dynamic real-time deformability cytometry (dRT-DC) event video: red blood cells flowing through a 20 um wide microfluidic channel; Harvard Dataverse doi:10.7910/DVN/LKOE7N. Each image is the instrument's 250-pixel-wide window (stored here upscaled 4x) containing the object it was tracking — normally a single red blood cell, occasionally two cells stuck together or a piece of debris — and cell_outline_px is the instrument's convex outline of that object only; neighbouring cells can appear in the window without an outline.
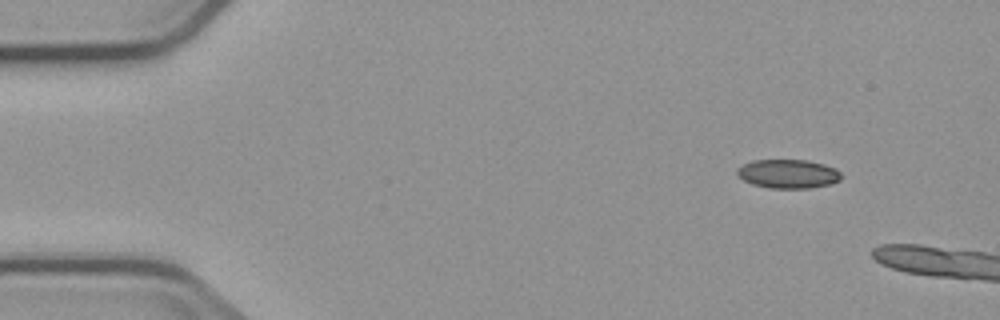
{"species": "common noctule bat (a hibernating species)", "species_latin": "Nyctalus noctula", "temperature_condition": "cold", "stored_images_in_passage": 2, "camera_frame_rate_fps": 3000, "um_per_image_px": 0.085, "animal": {"sex": "male", "body_mass_g": 23.1, "forearm_length_mm": 52.7}, "frame": {"image": 1, "passage_image": 1, "time_ms": 0.0, "image_size_px": [1000, 320], "cell_outline_px": [[840, 180], [832, 184], [812, 188], [768, 188], [752, 184], [744, 180], [736, 172], [736, 168], [752, 160], [808, 160], [824, 164], [836, 168], [840, 172]], "centroid_in_image_um": [67.0, 14.77], "position_along_channel_um": 18.0, "area_um2": 17.63}}